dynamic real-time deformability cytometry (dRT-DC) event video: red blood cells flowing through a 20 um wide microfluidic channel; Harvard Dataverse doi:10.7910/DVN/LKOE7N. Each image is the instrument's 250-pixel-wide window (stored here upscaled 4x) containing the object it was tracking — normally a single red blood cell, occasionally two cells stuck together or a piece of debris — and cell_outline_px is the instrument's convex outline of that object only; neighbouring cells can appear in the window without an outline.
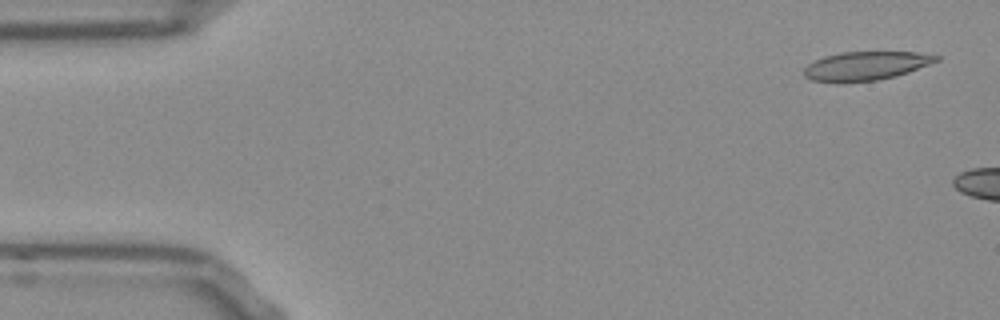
{"species": "Egyptian fruit bat (a non-hibernating species)", "species_latin": "Rousettus aegyptiacus", "temperature_condition": "room temperature", "stored_images_in_passage": 6, "camera_frame_rate_fps": 3000, "um_per_image_px": 0.085, "frame": {"image": 1, "passage_image": 2, "time_ms": 0.333, "image_size_px": [1000, 320], "cell_outline_px": [[940, 60], [908, 72], [896, 76], [876, 80], [836, 84], [812, 80], [804, 76], [804, 68], [808, 64], [824, 56], [840, 52], [916, 52], [940, 56]], "centroid_in_image_um": [73.56, 5.61], "position_along_channel_um": 11.4, "area_um2": 22.37}}